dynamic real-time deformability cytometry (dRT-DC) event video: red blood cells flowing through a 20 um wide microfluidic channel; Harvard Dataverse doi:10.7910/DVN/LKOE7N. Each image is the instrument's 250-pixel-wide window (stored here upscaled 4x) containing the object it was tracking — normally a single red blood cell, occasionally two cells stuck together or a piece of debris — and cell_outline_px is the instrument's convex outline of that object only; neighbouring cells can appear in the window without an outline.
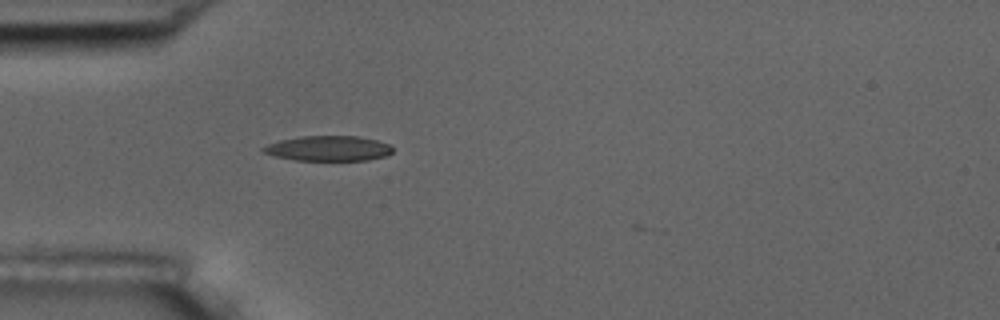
{"species": "common noctule bat (a hibernating species)", "species_latin": "Nyctalus noctula", "temperature_condition": "room temperature", "stored_images_in_passage": 1, "camera_frame_rate_fps": 3000, "um_per_image_px": 0.085, "animal": {"sex": "male", "body_mass_g": 17.5, "forearm_length_mm": 52.3}, "frame": {"image": 1, "passage_image": 1, "time_ms": 0.0, "image_size_px": [1000, 320], "cell_outline_px": [[392, 152], [384, 156], [368, 160], [296, 160], [276, 156], [264, 152], [260, 148], [268, 144], [280, 140], [300, 136], [356, 136], [376, 140], [388, 144], [392, 148]], "centroid_in_image_um": [27.9, 12.61], "position_along_channel_um": 57.1, "area_um2": 18.73}}